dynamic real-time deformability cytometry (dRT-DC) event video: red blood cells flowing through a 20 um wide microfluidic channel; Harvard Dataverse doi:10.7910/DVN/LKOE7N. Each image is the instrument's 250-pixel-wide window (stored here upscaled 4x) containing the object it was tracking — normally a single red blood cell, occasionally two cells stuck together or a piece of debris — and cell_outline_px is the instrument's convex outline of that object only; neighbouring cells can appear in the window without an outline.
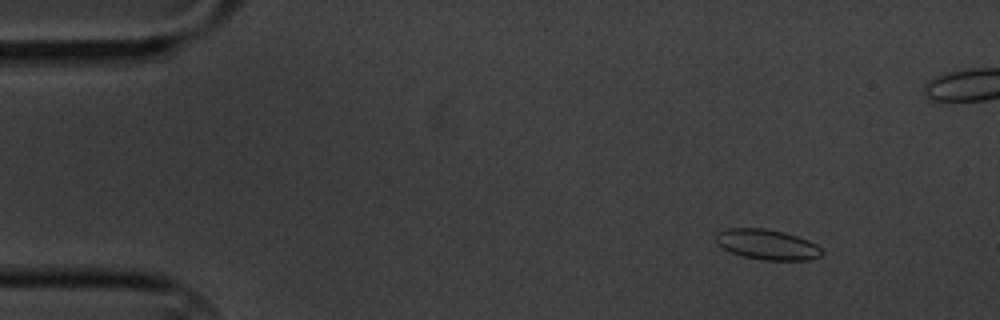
{"species": "common noctule bat (a hibernating species)", "species_latin": "Nyctalus noctula", "temperature_condition": "cold", "stored_images_in_passage": 4, "camera_frame_rate_fps": 3000, "um_per_image_px": 0.085, "animal": {"sex": "male", "body_mass_g": 20.1, "forearm_length_mm": 53.5}, "frame": {"image": 1, "passage_image": 1, "time_ms": 0.0, "image_size_px": [1000, 320], "cell_outline_px": [[824, 252], [820, 256], [808, 260], [764, 260], [744, 256], [732, 252], [716, 244], [716, 232], [728, 228], [764, 228], [784, 232], [808, 240], [816, 244]], "centroid_in_image_um": [65.2, 20.78], "position_along_channel_um": 19.8, "area_um2": 18.61}}